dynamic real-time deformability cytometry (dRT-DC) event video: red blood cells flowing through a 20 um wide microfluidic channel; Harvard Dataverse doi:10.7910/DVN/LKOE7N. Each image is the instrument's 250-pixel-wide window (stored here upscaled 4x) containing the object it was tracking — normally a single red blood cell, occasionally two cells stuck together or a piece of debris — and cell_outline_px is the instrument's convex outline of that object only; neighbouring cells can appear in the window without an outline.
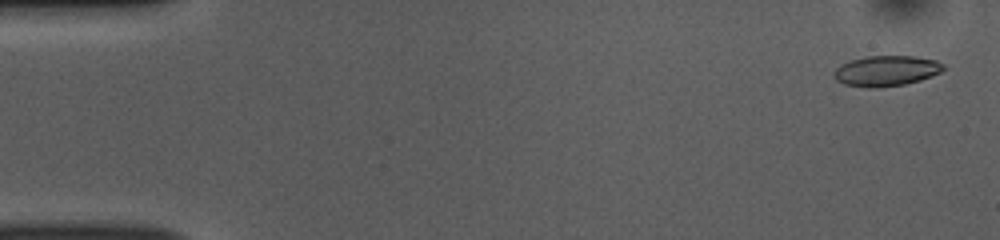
{"species": "common noctule bat (a hibernating species)", "species_latin": "Nyctalus noctula", "temperature_condition": "room temperature", "stored_images_in_passage": 52, "camera_frame_rate_fps": 3000, "um_per_image_px": 0.085, "animal": {"sex": "female", "body_mass_g": 10.0, "forearm_length_mm": 53.1}, "frame": {"image": 1, "passage_image": 2, "time_ms": 0.333, "image_size_px": [1000, 240], "cell_outline_px": [[944, 68], [940, 72], [932, 76], [920, 80], [904, 84], [876, 88], [868, 88], [844, 84], [836, 80], [832, 76], [832, 72], [840, 64], [864, 56], [916, 56], [936, 60], [944, 64]], "centroid_in_image_um": [75.3, 6.02], "position_along_channel_um": 9.7, "area_um2": 19.59}}
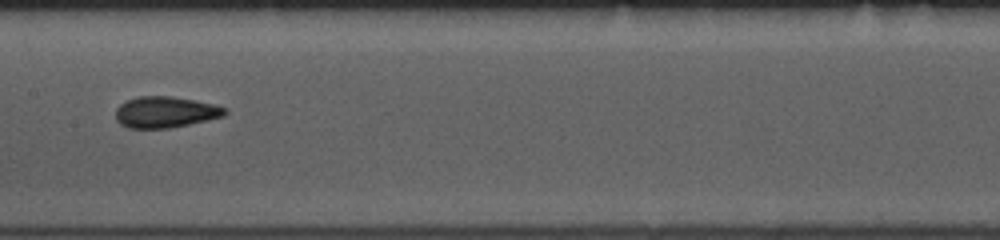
{"frame": {"image": 2, "passage_image": 26, "time_ms": 8.333, "image_size_px": [1000, 240], "cell_outline_px": [[228, 112], [224, 116], [188, 124], [168, 128], [128, 128], [120, 124], [116, 120], [116, 108], [120, 104], [136, 96], [172, 96], [216, 104], [228, 108]], "centroid_in_image_um": [14.06, 9.52], "position_along_channel_um": 193.3, "area_um2": 19.94}}
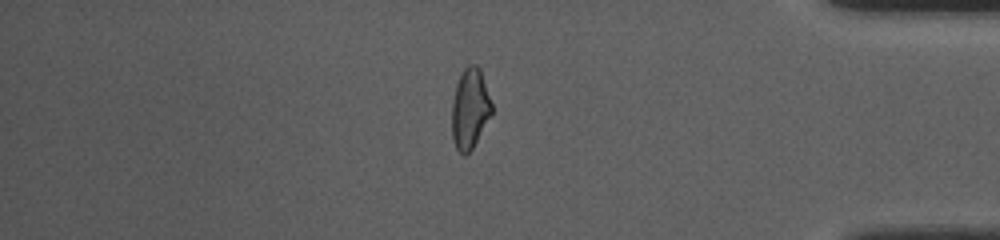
{"frame": {"image": 3, "passage_image": 44, "time_ms": 14.333, "image_size_px": [1000, 240], "cell_outline_px": [[492, 112], [472, 148], [464, 156], [456, 148], [452, 140], [452, 100], [456, 84], [464, 68], [468, 64], [476, 64], [480, 68], [492, 104]], "centroid_in_image_um": [39.93, 9.21], "position_along_channel_um": 395.3, "area_um2": 18.5}, "authors_computed_cell_mechanics": {"area_um2": 19.6231, "velocity_mm_per_s": 3.8637, "shape_relaxation_time_tau1_ms": 5.4485, "shape_relaxation_time_tau2_ms": 1.6914, "deformation_change_tau1": 0.1459, "deformation_change_tau2": 0.0742}}